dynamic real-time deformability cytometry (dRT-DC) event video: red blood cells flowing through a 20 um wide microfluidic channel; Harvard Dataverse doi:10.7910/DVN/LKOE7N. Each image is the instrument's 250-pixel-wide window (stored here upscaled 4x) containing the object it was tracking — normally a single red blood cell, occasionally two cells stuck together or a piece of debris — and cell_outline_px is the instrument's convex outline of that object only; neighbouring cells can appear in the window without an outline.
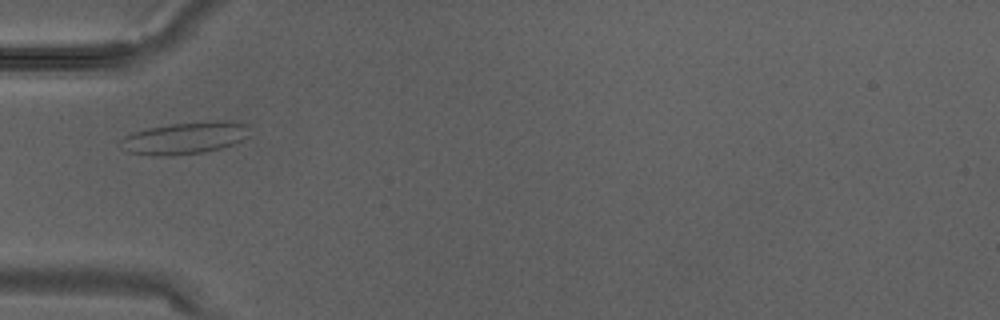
{"species": "Egyptian fruit bat (a non-hibernating species)", "species_latin": "Rousettus aegyptiacus", "temperature_condition": "warm", "stored_images_in_passage": 2, "camera_frame_rate_fps": 3000, "um_per_image_px": 0.085, "animal": {"sex": "male"}, "frame": {"image": 1, "passage_image": 2, "time_ms": 0.333, "image_size_px": [1000, 320], "cell_outline_px": [[248, 136], [224, 148], [204, 152], [128, 152], [120, 140], [124, 136], [132, 132], [148, 128], [172, 124], [212, 120], [224, 120], [244, 124]], "centroid_in_image_um": [15.79, 11.66], "position_along_channel_um": 69.2, "area_um2": 22.54}}